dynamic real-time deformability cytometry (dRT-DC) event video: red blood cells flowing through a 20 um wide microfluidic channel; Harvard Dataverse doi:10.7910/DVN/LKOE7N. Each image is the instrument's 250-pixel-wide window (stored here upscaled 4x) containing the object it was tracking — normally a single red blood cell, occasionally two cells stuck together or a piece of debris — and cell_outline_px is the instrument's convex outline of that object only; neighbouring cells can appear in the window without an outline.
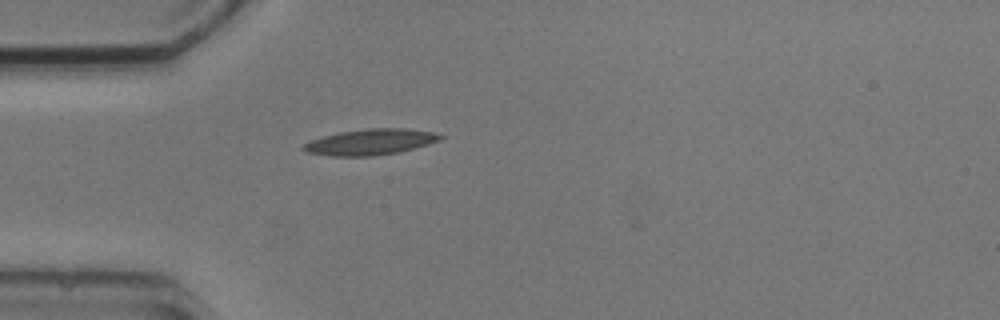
{"species": "common noctule bat (a hibernating species)", "species_latin": "Nyctalus noctula", "temperature_condition": "cold", "stored_images_in_passage": 3, "camera_frame_rate_fps": 3000, "um_per_image_px": 0.085, "animal": {"sex": "male", "body_mass_g": 20.5, "forearm_length_mm": 52.5}, "frame": {"image": 1, "passage_image": 3, "time_ms": 2.333, "image_size_px": [1000, 320], "cell_outline_px": [[444, 136], [440, 140], [400, 152], [372, 156], [332, 156], [308, 152], [300, 148], [304, 144], [312, 140], [324, 136], [340, 132], [368, 128], [404, 128], [436, 132]], "centroid_in_image_um": [31.51, 12.06], "position_along_channel_um": 53.5, "area_um2": 20.52}}